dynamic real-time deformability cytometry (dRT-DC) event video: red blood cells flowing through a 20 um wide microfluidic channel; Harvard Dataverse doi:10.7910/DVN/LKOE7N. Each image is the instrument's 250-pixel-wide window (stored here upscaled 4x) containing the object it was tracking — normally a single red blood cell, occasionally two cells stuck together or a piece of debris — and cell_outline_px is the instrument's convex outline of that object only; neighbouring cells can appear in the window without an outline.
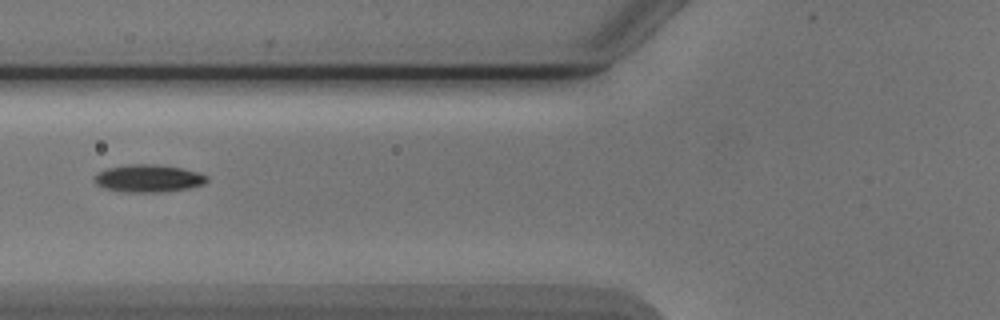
{"species": "Egyptian fruit bat (a non-hibernating species)", "species_latin": "Rousettus aegyptiacus", "temperature_condition": "cold", "stored_images_in_passage": 2, "camera_frame_rate_fps": 3000, "um_per_image_px": 0.085, "animal": {"sex": "male"}, "frame": {"image": 1, "passage_image": 2, "time_ms": 1.0, "image_size_px": [1000, 320], "cell_outline_px": [[208, 180], [204, 184], [188, 188], [164, 192], [124, 192], [108, 188], [96, 184], [96, 176], [100, 172], [108, 168], [128, 164], [156, 164], [180, 168], [196, 172], [208, 176]], "centroid_in_image_um": [12.66, 15.16], "position_along_channel_um": 113.1, "area_um2": 17.74}}